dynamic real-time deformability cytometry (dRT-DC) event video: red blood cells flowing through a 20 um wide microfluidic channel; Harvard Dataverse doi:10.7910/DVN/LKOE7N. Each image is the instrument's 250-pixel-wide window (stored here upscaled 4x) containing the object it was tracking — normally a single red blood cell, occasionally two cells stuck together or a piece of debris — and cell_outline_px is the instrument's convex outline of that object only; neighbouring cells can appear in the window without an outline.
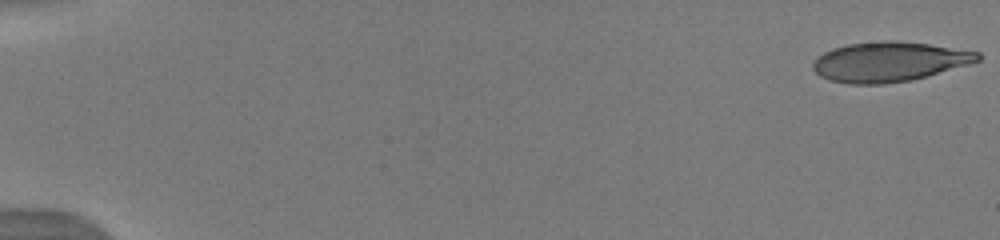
{"species": "human", "species_latin": "Homo sapiens", "temperature_condition": "warm", "stored_images_in_passage": 52, "camera_frame_rate_fps": 3000, "um_per_image_px": 0.085, "donor": {"sex": "male"}, "frame": {"image": 1, "passage_image": 1, "time_ms": 0.0, "image_size_px": [1000, 240], "cell_outline_px": [[980, 60], [968, 64], [924, 76], [908, 80], [884, 84], [848, 84], [828, 80], [820, 76], [812, 68], [812, 64], [824, 52], [832, 48], [848, 44], [880, 40], [896, 40], [928, 44], [980, 52]], "centroid_in_image_um": [75.53, 5.24], "position_along_channel_um": 9.5, "area_um2": 37.92}}
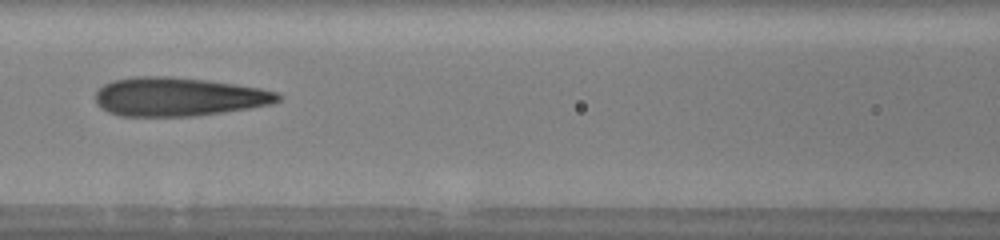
{"frame": {"image": 2, "passage_image": 25, "time_ms": 8.0, "image_size_px": [1000, 240], "cell_outline_px": [[284, 96], [280, 100], [272, 104], [224, 112], [192, 116], [120, 116], [108, 112], [100, 108], [96, 104], [96, 92], [104, 84], [112, 80], [132, 76], [172, 76], [208, 80], [236, 84], [260, 88], [276, 92]], "centroid_in_image_um": [15.16, 8.22], "position_along_channel_um": 151.4, "area_um2": 41.5}}
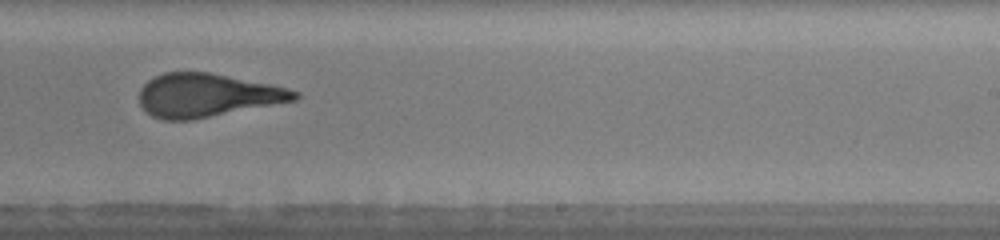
{"frame": {"image": 3, "passage_image": 34, "time_ms": 11.0, "image_size_px": [1000, 240], "cell_outline_px": [[300, 96], [296, 100], [192, 120], [164, 120], [152, 116], [140, 104], [140, 88], [148, 80], [164, 72], [208, 72], [288, 88], [300, 92]], "centroid_in_image_um": [17.59, 8.1], "position_along_channel_um": 271.4, "area_um2": 38.96}, "authors_computed_cell_mechanics": {"area_um2": 39.7375, "velocity_mm_per_s": 4.0122, "shape_relaxation_time_tau1_ms": 6.783, "shape_relaxation_time_tau2_ms": 1.1733, "deformation_change_tau1": 0.2588, "deformation_change_tau2": 0.1075}}